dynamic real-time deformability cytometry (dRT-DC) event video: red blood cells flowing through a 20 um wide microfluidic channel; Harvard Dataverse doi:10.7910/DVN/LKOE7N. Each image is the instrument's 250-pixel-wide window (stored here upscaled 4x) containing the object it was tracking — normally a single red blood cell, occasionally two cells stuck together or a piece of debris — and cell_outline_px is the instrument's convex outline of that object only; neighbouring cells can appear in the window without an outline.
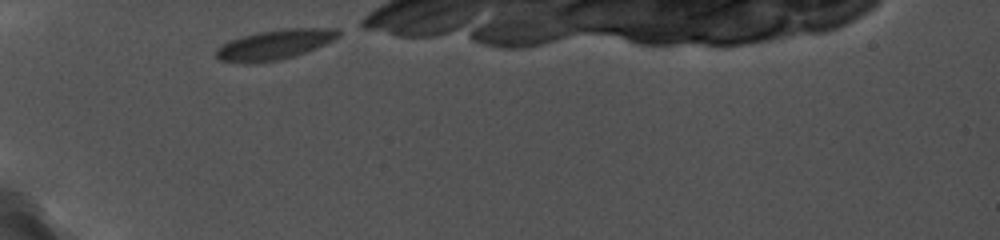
{"species": "common noctule bat (a hibernating species)", "species_latin": "Nyctalus noctula", "temperature_condition": "cold", "stored_images_in_passage": 23, "camera_frame_rate_fps": 5000, "um_per_image_px": 0.085, "animal": {"sex": "female", "body_mass_g": 19.0, "forearm_length_mm": 56.7}, "frame": {"image": 1, "passage_image": 1, "time_ms": 0.0, "image_size_px": [1000, 240], "cell_outline_px": [[344, 32], [340, 36], [316, 48], [280, 60], [248, 64], [244, 64], [220, 60], [216, 56], [216, 48], [228, 40], [240, 36], [260, 32], [288, 28], [336, 28]], "centroid_in_image_um": [23.33, 3.79], "position_along_channel_um": 61.7, "area_um2": 21.39}}
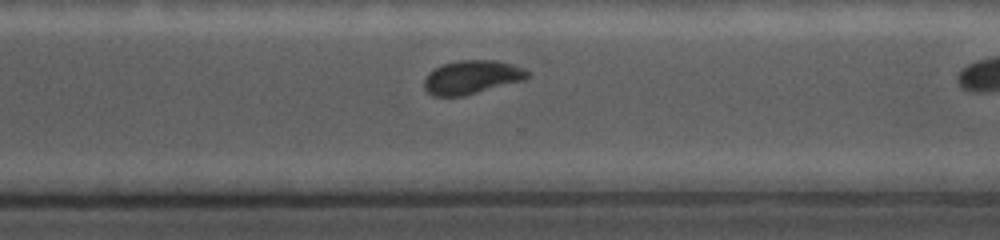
{"frame": {"image": 2, "passage_image": 17, "time_ms": 7.6, "image_size_px": [1000, 240], "cell_outline_px": [[528, 76], [524, 80], [464, 96], [432, 96], [424, 88], [424, 80], [428, 72], [444, 64], [460, 60], [496, 60], [512, 64], [524, 68], [528, 72]], "centroid_in_image_um": [40.09, 6.56], "position_along_channel_um": 330.5, "area_um2": 20.17}}
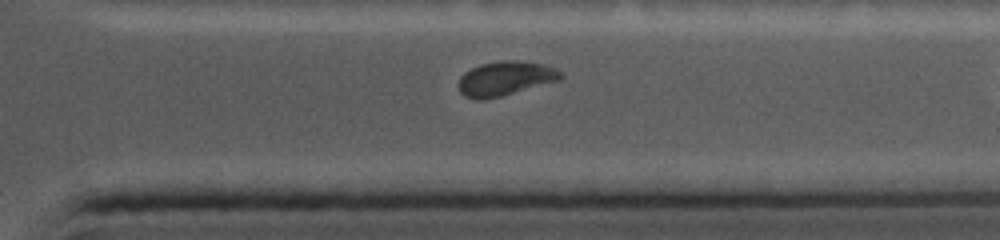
{"frame": {"image": 3, "passage_image": 20, "time_ms": 8.6, "image_size_px": [1000, 240], "cell_outline_px": [[564, 76], [560, 80], [500, 96], [484, 100], [476, 100], [464, 96], [460, 92], [456, 84], [460, 76], [464, 72], [480, 64], [500, 60], [516, 60], [544, 64], [556, 68], [564, 72]], "centroid_in_image_um": [42.93, 6.66], "position_along_channel_um": 368.5, "area_um2": 20.75}}